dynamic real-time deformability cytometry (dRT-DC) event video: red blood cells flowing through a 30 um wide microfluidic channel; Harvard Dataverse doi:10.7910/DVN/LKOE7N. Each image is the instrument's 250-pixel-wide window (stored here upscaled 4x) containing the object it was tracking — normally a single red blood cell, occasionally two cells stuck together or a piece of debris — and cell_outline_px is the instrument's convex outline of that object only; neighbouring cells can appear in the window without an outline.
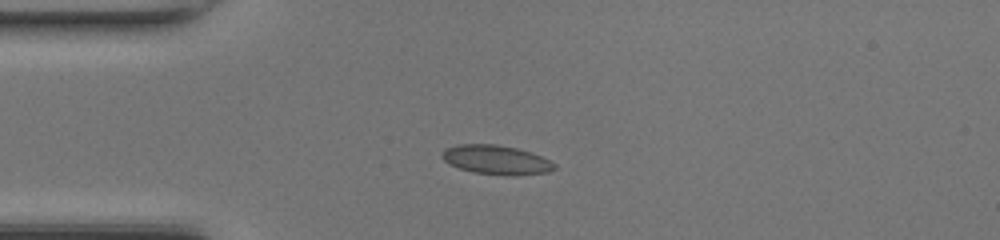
{"species": "common noctule bat (a hibernating species)", "species_latin": "Nyctalus noctula", "temperature_condition": "room temperature", "stored_images_in_passage": 37, "camera_frame_rate_fps": 3000, "um_per_image_px": 0.085, "animal": {"sex": "female", "body_mass_g": 17.0, "forearm_length_mm": 48.0}, "frame": {"image": 1, "passage_image": 1, "time_ms": 0.0, "image_size_px": [1000, 240], "cell_outline_px": [[556, 168], [548, 172], [516, 176], [508, 176], [472, 172], [448, 164], [440, 156], [440, 152], [444, 148], [456, 144], [496, 144], [516, 148], [532, 152], [556, 164]], "centroid_in_image_um": [42.14, 13.58], "position_along_channel_um": 42.9, "area_um2": 19.42}}
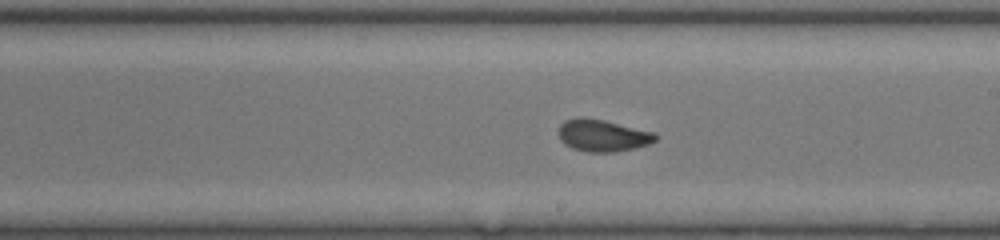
{"frame": {"image": 2, "passage_image": 16, "time_ms": 5.0, "image_size_px": [1000, 240], "cell_outline_px": [[660, 136], [656, 140], [648, 144], [636, 148], [612, 152], [588, 152], [572, 148], [564, 144], [560, 140], [556, 132], [560, 124], [564, 120], [580, 116], [604, 120], [656, 132]], "centroid_in_image_um": [51.21, 11.5], "position_along_channel_um": 237.8, "area_um2": 18.5}}
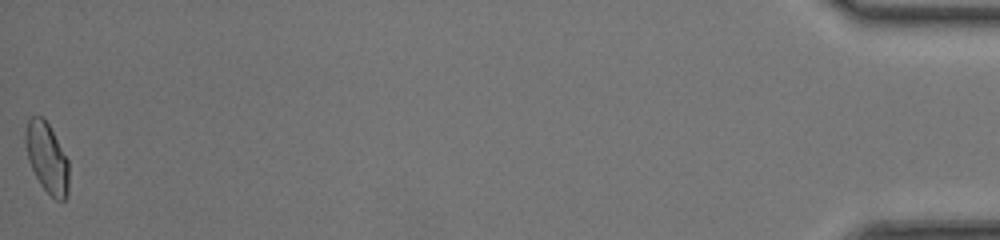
{"frame": {"image": 3, "passage_image": 37, "time_ms": 12.0, "image_size_px": [1000, 240], "cell_outline_px": [[68, 196], [64, 200], [56, 200], [40, 184], [28, 160], [24, 140], [24, 136], [28, 120], [32, 116], [40, 116], [48, 124], [68, 160]], "centroid_in_image_um": [3.98, 13.42], "position_along_channel_um": 431.2, "area_um2": 17.46}, "authors_computed_cell_mechanics": {"area_um2": 17.918, "velocity_mm_per_s": 4.312, "shape_relaxation_time_tau1_ms": 8.1212, "shape_relaxation_time_tau2_ms": 0.7848, "deformation_change_tau1": 0.1889, "deformation_change_tau2": 0.0386}}